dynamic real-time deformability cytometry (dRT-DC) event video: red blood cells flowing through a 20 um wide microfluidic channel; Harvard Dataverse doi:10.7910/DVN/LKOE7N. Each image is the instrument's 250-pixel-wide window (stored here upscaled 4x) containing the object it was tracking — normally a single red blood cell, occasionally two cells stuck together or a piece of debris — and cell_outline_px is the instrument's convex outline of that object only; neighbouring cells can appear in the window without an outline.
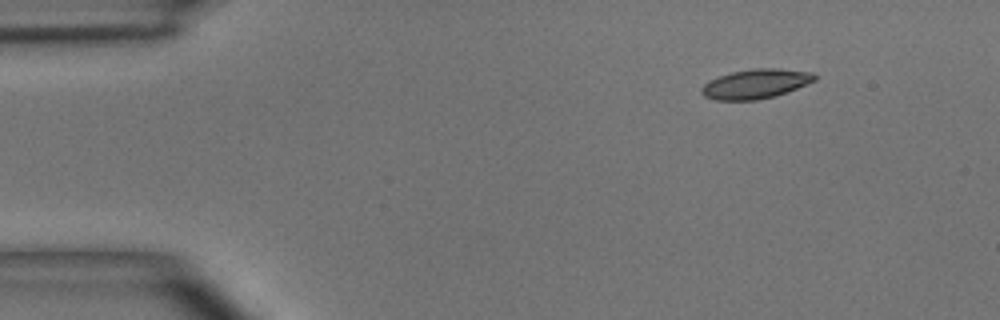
{"species": "common noctule bat (a hibernating species)", "species_latin": "Nyctalus noctula", "temperature_condition": "room temperature", "stored_images_in_passage": 4, "camera_frame_rate_fps": 3000, "um_per_image_px": 0.085, "animal": {"sex": "male", "body_mass_g": 15.6}, "frame": {"image": 1, "passage_image": 1, "time_ms": 0.0, "image_size_px": [1000, 320], "cell_outline_px": [[816, 80], [788, 92], [756, 100], [716, 100], [704, 96], [700, 92], [700, 88], [708, 80], [732, 72], [756, 68], [772, 68], [812, 72], [816, 76]], "centroid_in_image_um": [64.21, 7.13], "position_along_channel_um": 20.8, "area_um2": 19.31}}
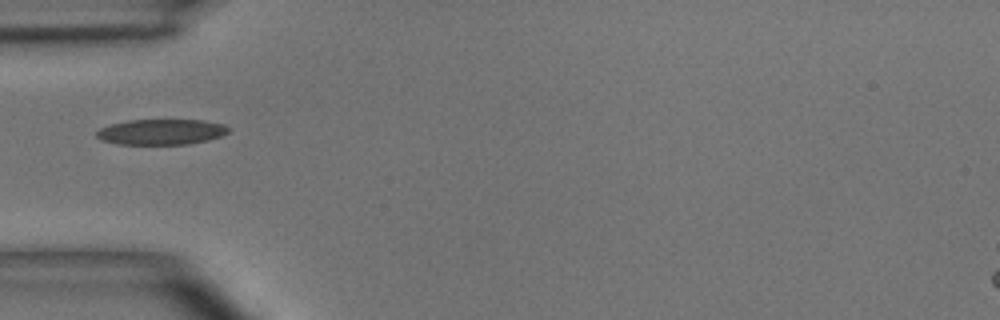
{"frame": {"image": 2, "passage_image": 4, "time_ms": 3.333, "image_size_px": [1000, 320], "cell_outline_px": [[232, 128], [228, 132], [220, 136], [208, 140], [188, 144], [120, 144], [100, 140], [96, 136], [96, 132], [100, 128], [112, 124], [128, 120], [204, 120], [224, 124]], "centroid_in_image_um": [13.73, 11.21], "position_along_channel_um": 71.3, "area_um2": 19.65}}